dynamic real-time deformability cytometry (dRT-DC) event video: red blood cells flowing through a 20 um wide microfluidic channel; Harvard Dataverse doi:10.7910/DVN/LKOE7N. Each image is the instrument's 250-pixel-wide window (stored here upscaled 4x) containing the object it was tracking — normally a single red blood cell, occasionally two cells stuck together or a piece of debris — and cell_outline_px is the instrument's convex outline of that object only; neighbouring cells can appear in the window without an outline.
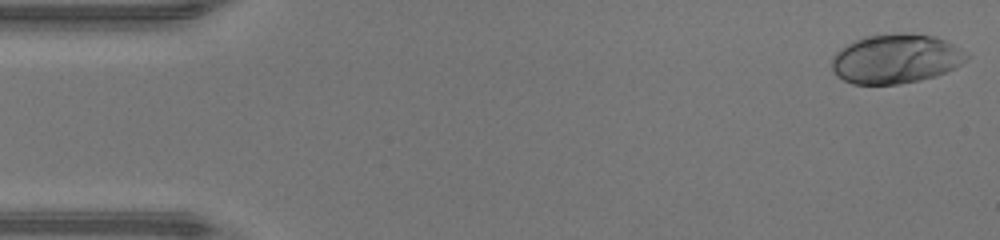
{"species": "human", "species_latin": "Homo sapiens", "temperature_condition": "warm", "stored_images_in_passage": 45, "camera_frame_rate_fps": 3000, "um_per_image_px": 0.085, "donor": {"sex": "male"}, "frame": {"image": 1, "passage_image": 1, "time_ms": 0.0, "image_size_px": [1000, 240], "cell_outline_px": [[968, 60], [956, 68], [936, 76], [920, 80], [900, 84], [852, 84], [844, 80], [832, 68], [832, 56], [840, 48], [864, 36], [900, 32], [936, 36], [960, 48], [968, 56]], "centroid_in_image_um": [76.17, 4.99], "position_along_channel_um": 8.8, "area_um2": 38.84}}
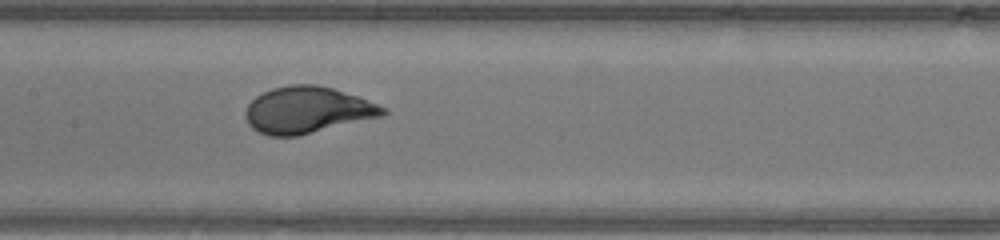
{"frame": {"image": 2, "passage_image": 22, "time_ms": 7.0, "image_size_px": [1000, 240], "cell_outline_px": [[388, 112], [384, 116], [296, 136], [268, 136], [252, 128], [248, 124], [244, 116], [244, 112], [248, 104], [256, 96], [272, 88], [288, 84], [316, 84], [332, 88], [356, 96], [388, 108]], "centroid_in_image_um": [26.11, 9.35], "position_along_channel_um": 181.3, "area_um2": 37.34}}
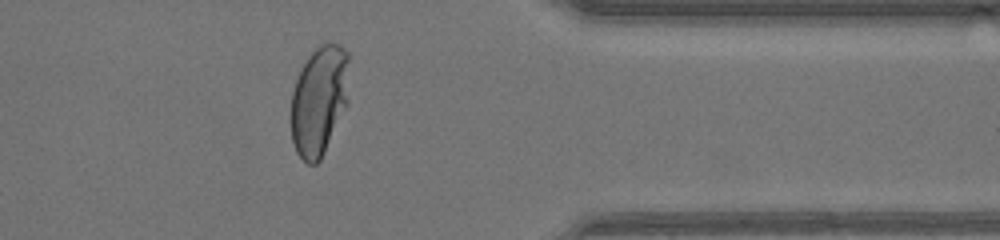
{"frame": {"image": 3, "passage_image": 37, "time_ms": 12.0, "image_size_px": [1000, 240], "cell_outline_px": [[348, 104], [320, 160], [316, 164], [308, 164], [296, 152], [292, 140], [292, 92], [296, 80], [308, 56], [324, 40], [340, 44], [348, 52]], "centroid_in_image_um": [27.15, 8.5], "position_along_channel_um": 384.2, "area_um2": 37.22}, "authors_computed_cell_mechanics": {"area_um2": 37.1076, "velocity_mm_per_s": 4.4075, "shape_relaxation_time_tau1_ms": 3.2726, "shape_relaxation_time_tau2_ms": null, "deformation_change_tau1": 0.2258, "deformation_change_tau2": null}}